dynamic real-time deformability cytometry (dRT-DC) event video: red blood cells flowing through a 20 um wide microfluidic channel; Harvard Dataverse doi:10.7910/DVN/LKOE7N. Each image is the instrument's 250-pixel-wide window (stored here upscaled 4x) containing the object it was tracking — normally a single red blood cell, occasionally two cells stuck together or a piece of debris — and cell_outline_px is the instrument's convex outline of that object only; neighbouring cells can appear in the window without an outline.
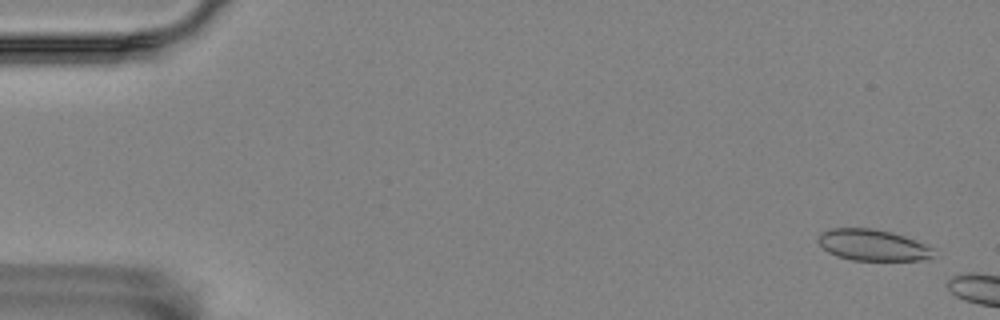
{"species": "Egyptian fruit bat (a non-hibernating species)", "species_latin": "Rousettus aegyptiacus", "temperature_condition": "room temperature", "stored_images_in_passage": 9, "camera_frame_rate_fps": 3000, "um_per_image_px": 0.085, "animal": {"sex": "female"}, "frame": {"image": 1, "passage_image": 2, "time_ms": 0.333, "image_size_px": [1000, 320], "cell_outline_px": [[932, 256], [920, 260], [852, 260], [836, 256], [828, 252], [816, 240], [820, 232], [832, 228], [872, 228], [892, 232], [904, 236], [924, 244], [932, 248]], "centroid_in_image_um": [74.11, 20.82], "position_along_channel_um": 10.9, "area_um2": 20.87}}